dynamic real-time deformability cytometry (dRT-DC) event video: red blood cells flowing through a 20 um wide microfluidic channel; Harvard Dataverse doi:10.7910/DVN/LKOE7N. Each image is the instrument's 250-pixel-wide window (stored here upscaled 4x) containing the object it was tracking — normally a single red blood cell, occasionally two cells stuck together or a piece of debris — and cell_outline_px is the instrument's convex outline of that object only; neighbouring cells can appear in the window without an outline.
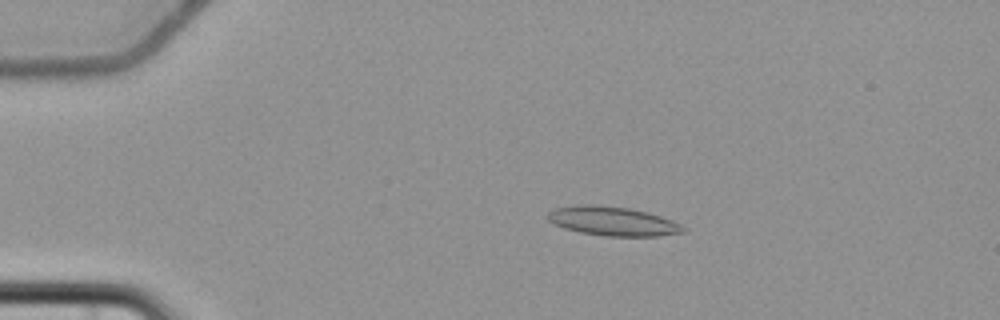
{"species": "common noctule bat (a hibernating species)", "species_latin": "Nyctalus noctula", "temperature_condition": "cold", "stored_images_in_passage": 5, "camera_frame_rate_fps": 3000, "um_per_image_px": 0.085, "animal": {"sex": "female", "body_mass_g": 22.7, "forearm_length_mm": 54.2}, "frame": {"image": 1, "passage_image": 4, "time_ms": 3.667, "image_size_px": [1000, 320], "cell_outline_px": [[688, 228], [684, 232], [656, 236], [604, 236], [580, 232], [564, 228], [548, 220], [548, 212], [556, 208], [576, 204], [596, 204], [628, 208], [648, 212], [672, 220]], "centroid_in_image_um": [52.09, 18.79], "position_along_channel_um": 32.9, "area_um2": 23.0}}